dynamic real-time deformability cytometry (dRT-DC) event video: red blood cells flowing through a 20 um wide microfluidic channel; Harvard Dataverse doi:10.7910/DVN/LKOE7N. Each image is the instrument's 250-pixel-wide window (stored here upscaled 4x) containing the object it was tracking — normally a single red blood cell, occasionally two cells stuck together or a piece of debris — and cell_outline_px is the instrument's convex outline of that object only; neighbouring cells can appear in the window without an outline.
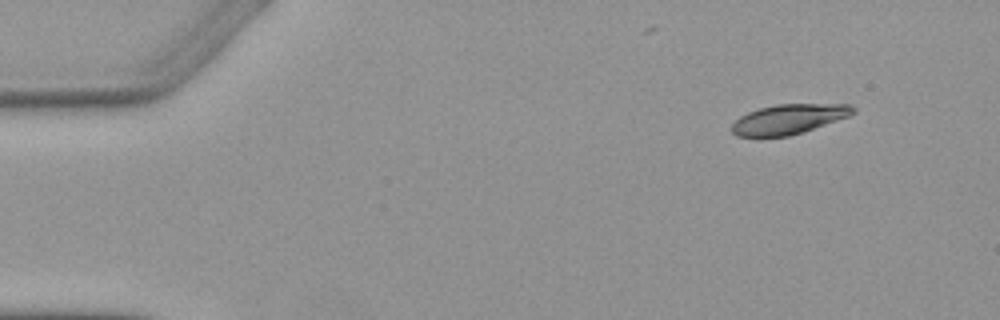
{"species": "Egyptian fruit bat (a non-hibernating species)", "species_latin": "Rousettus aegyptiacus", "temperature_condition": "warm", "stored_images_in_passage": 4, "camera_frame_rate_fps": 3000, "um_per_image_px": 0.085, "animal": {"sex": "female"}, "frame": {"image": 1, "passage_image": 1, "time_ms": 0.0, "image_size_px": [1000, 320], "cell_outline_px": [[856, 112], [848, 116], [804, 132], [788, 136], [736, 136], [732, 132], [732, 124], [740, 116], [748, 112], [760, 108], [776, 104], [852, 104], [856, 108]], "centroid_in_image_um": [67.06, 10.12], "position_along_channel_um": 17.9, "area_um2": 20.98}}
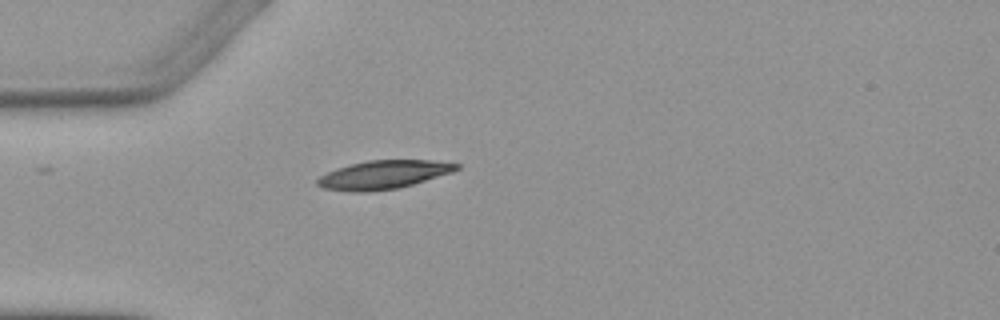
{"frame": {"image": 2, "passage_image": 4, "time_ms": 3.333, "image_size_px": [1000, 320], "cell_outline_px": [[460, 168], [452, 172], [412, 184], [396, 188], [368, 192], [352, 192], [324, 188], [316, 184], [316, 180], [320, 176], [336, 168], [368, 160], [432, 160], [460, 164]], "centroid_in_image_um": [32.58, 14.85], "position_along_channel_um": 52.4, "area_um2": 22.89}}